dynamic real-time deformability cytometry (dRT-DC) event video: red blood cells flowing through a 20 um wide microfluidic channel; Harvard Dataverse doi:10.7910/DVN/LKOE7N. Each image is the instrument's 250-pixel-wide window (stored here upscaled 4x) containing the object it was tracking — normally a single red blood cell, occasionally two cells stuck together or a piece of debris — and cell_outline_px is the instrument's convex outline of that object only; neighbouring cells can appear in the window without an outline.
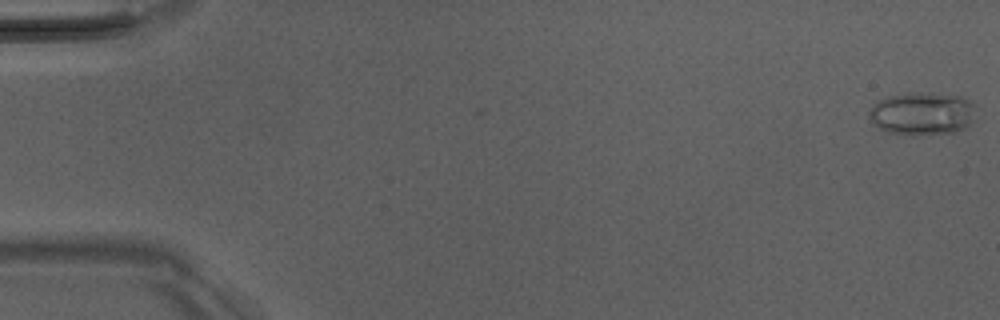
{"species": "Egyptian fruit bat (a non-hibernating species)", "species_latin": "Rousettus aegyptiacus", "temperature_condition": "room temperature", "stored_images_in_passage": 51, "camera_frame_rate_fps": 3000, "um_per_image_px": 0.085, "animal": {"sex": "male"}, "frame": {"image": 1, "passage_image": 1, "time_ms": 0.0, "image_size_px": [1000, 320], "cell_outline_px": [[980, 108], [968, 128], [956, 132], [916, 136], [912, 136], [888, 132], [872, 124], [868, 116], [868, 112], [872, 104], [876, 100], [888, 96], [908, 92], [932, 92], [960, 96], [972, 100]], "centroid_in_image_um": [78.44, 9.65], "position_along_channel_um": 6.6, "area_um2": 28.03}}
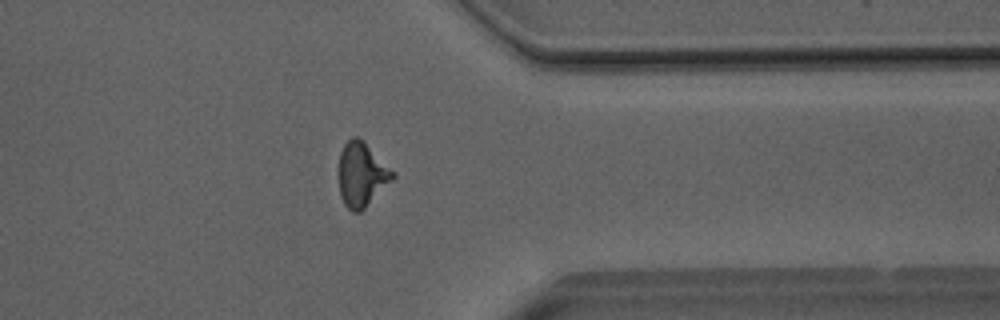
{"frame": {"image": 2, "passage_image": 41, "time_ms": 13.333, "image_size_px": [1000, 320], "cell_outline_px": [[396, 176], [360, 212], [352, 212], [344, 204], [340, 196], [336, 172], [340, 152], [344, 144], [352, 136], [356, 136], [396, 172]], "centroid_in_image_um": [30.69, 14.84], "position_along_channel_um": 380.7, "area_um2": 20.35}}
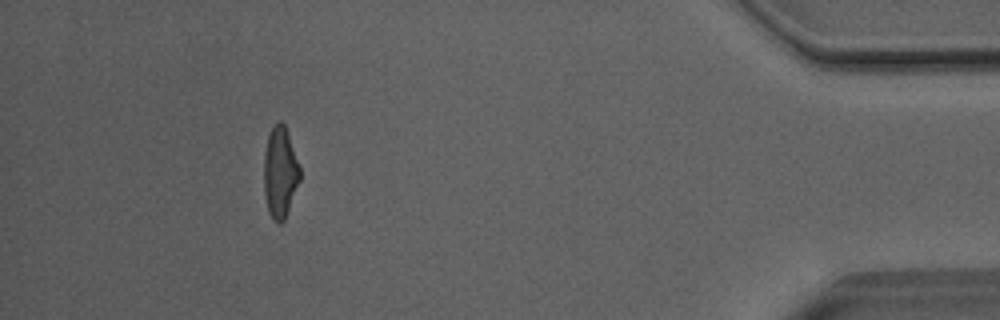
{"frame": {"image": 3, "passage_image": 47, "time_ms": 15.333, "image_size_px": [1000, 320], "cell_outline_px": [[300, 180], [284, 220], [280, 224], [272, 220], [268, 212], [264, 196], [264, 152], [268, 136], [272, 128], [280, 120], [284, 124], [300, 168]], "centroid_in_image_um": [23.79, 14.7], "position_along_channel_um": 411.4, "area_um2": 18.96}, "authors_computed_cell_mechanics": {"area_um2": 19.7676, "velocity_mm_per_s": 4.0768, "shape_relaxation_time_tau1_ms": 5.1734, "shape_relaxation_time_tau2_ms": 1.0257, "deformation_change_tau1": 0.2, "deformation_change_tau2": 0.0872}}